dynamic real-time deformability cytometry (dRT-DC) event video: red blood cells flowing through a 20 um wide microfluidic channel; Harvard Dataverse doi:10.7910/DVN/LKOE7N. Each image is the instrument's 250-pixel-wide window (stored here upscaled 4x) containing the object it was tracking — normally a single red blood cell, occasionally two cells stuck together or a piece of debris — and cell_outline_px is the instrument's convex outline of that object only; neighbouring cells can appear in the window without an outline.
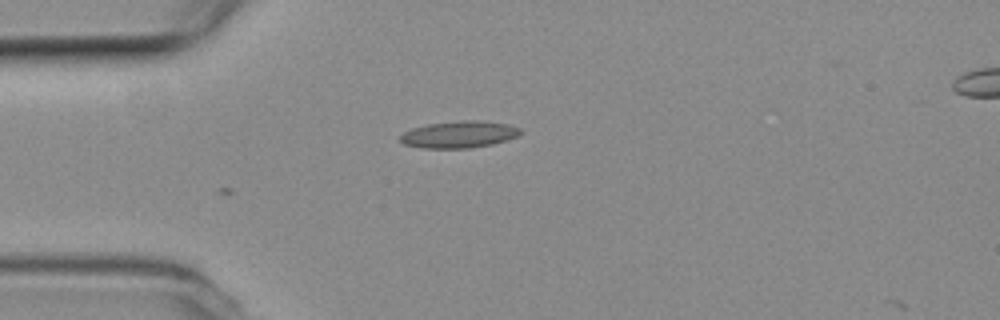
{"species": "common noctule bat (a hibernating species)", "species_latin": "Nyctalus noctula", "temperature_condition": "room temperature", "stored_images_in_passage": 4, "camera_frame_rate_fps": 3000, "um_per_image_px": 0.085, "animal": {"sex": "female", "body_mass_g": 19.3, "forearm_length_mm": 54.1}, "frame": {"image": 1, "passage_image": 4, "time_ms": 1.0, "image_size_px": [1000, 320], "cell_outline_px": [[520, 132], [516, 136], [492, 144], [468, 148], [424, 148], [404, 144], [400, 140], [400, 136], [404, 132], [412, 128], [428, 124], [460, 120], [480, 120], [508, 124], [520, 128]], "centroid_in_image_um": [38.99, 11.42], "position_along_channel_um": 46.0, "area_um2": 18.61}}